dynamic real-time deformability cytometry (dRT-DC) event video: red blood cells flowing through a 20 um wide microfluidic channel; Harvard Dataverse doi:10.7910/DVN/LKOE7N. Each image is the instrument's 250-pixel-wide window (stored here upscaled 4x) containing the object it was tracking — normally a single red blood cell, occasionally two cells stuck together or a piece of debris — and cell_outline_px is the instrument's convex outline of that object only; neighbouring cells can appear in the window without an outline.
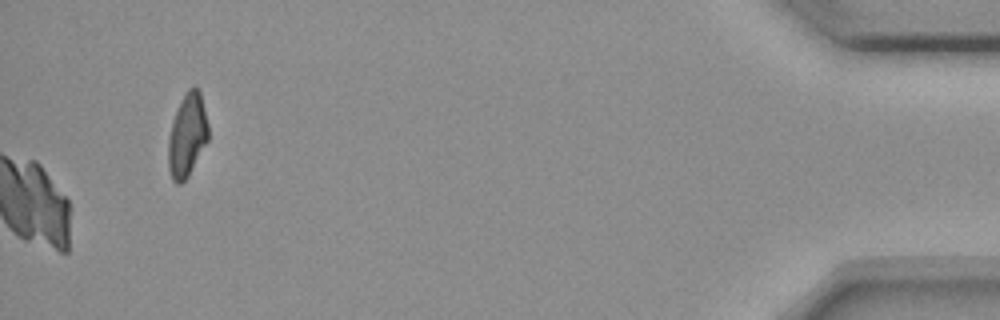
{"species": "common noctule bat (a hibernating species)", "species_latin": "Nyctalus noctula", "temperature_condition": "room temperature", "stored_images_in_passage": 50, "camera_frame_rate_fps": 3000, "um_per_image_px": 0.085, "animal": {"sex": "female", "body_mass_g": 18.4}, "frame": {"image": 1, "passage_image": 50, "time_ms": 16.333, "image_size_px": [1000, 320], "cell_outline_px": [[208, 140], [188, 176], [180, 184], [176, 184], [172, 180], [168, 168], [168, 140], [172, 124], [180, 100], [188, 88], [196, 84], [200, 92], [208, 124]], "centroid_in_image_um": [15.91, 11.49], "position_along_channel_um": 419.3, "area_um2": 19.36}}